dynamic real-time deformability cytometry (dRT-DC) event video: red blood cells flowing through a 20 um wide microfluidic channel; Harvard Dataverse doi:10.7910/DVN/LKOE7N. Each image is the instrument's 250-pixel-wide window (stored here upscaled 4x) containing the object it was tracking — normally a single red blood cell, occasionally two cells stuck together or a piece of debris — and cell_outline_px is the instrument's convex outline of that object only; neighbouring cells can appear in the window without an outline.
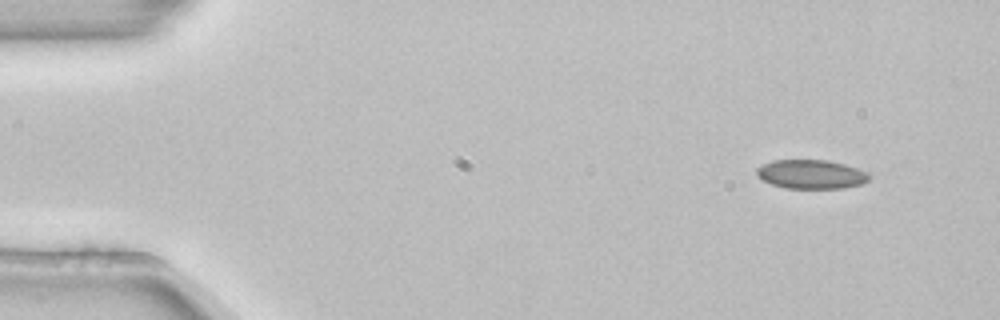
{"species": "common noctule bat (a hibernating species)", "species_latin": "Nyctalus noctula", "temperature_condition": "room temperature", "stored_images_in_passage": 5, "camera_frame_rate_fps": 3000, "um_per_image_px": 0.085, "animal": {"sex": "female", "body_mass_g": 22.7, "forearm_length_mm": 54.2}, "frame": {"image": 1, "passage_image": 1, "time_ms": 0.0, "image_size_px": [1000, 320], "cell_outline_px": [[872, 176], [868, 180], [860, 184], [844, 188], [784, 188], [772, 184], [756, 176], [756, 168], [772, 160], [824, 160], [844, 164], [868, 172]], "centroid_in_image_um": [68.94, 14.81], "position_along_channel_um": 16.1, "area_um2": 18.96}}
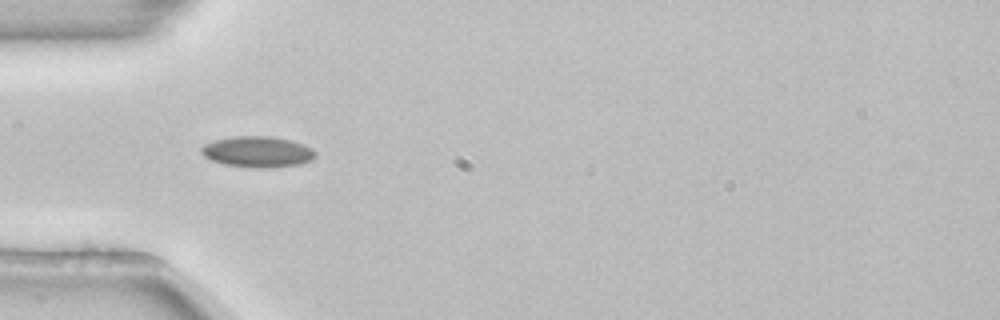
{"frame": {"image": 2, "passage_image": 3, "time_ms": 0.667, "image_size_px": [1000, 320], "cell_outline_px": [[316, 156], [312, 160], [300, 164], [264, 168], [256, 168], [224, 164], [212, 160], [204, 156], [200, 152], [200, 148], [204, 144], [216, 140], [232, 136], [272, 136], [292, 140], [304, 144], [312, 148], [316, 152]], "centroid_in_image_um": [21.91, 12.89], "position_along_channel_um": 63.1, "area_um2": 20.69}}